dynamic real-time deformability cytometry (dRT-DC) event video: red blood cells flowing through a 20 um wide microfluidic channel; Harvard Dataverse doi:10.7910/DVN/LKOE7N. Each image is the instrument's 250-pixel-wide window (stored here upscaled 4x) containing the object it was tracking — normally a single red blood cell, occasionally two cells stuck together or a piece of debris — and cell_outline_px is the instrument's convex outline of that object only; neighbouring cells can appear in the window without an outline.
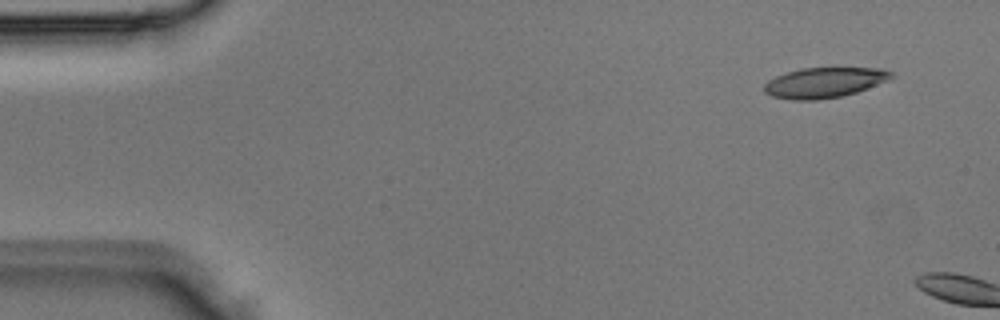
{"species": "Egyptian fruit bat (a non-hibernating species)", "species_latin": "Rousettus aegyptiacus", "temperature_condition": "room temperature", "stored_images_in_passage": 5, "segment_of_instrument_passage": [1, 2], "camera_frame_rate_fps": 3000, "um_per_image_px": 0.085, "animal": {"sex": "male"}, "frame": {"image": 1, "passage_image": 1, "time_ms": 0.0, "image_size_px": [1000, 320], "cell_outline_px": [[896, 76], [888, 80], [856, 92], [840, 96], [816, 100], [792, 100], [772, 96], [764, 92], [764, 84], [768, 80], [776, 76], [800, 68], [884, 68], [892, 72]], "centroid_in_image_um": [70.07, 7.01], "position_along_channel_um": 14.9, "area_um2": 22.37}}